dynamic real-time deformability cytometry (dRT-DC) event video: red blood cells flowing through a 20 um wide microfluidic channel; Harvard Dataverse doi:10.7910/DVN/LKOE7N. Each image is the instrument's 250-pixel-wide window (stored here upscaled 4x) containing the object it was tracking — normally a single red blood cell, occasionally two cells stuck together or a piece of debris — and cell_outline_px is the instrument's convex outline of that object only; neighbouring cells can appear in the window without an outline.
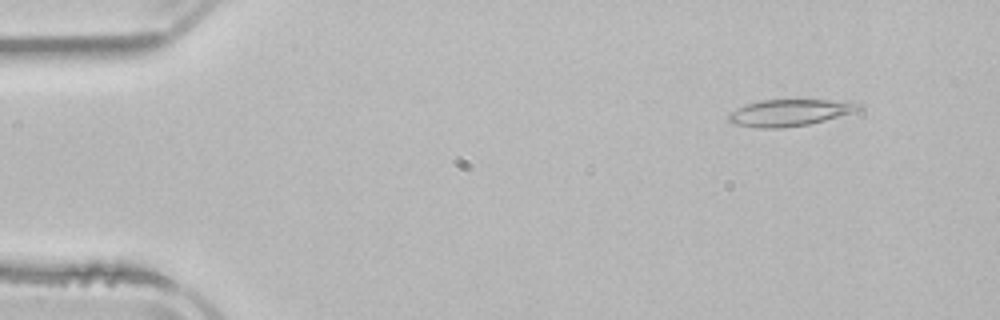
{"species": "common noctule bat (a hibernating species)", "species_latin": "Nyctalus noctula", "temperature_condition": "room temperature", "stored_images_in_passage": 4, "camera_frame_rate_fps": 3000, "um_per_image_px": 0.085, "animal": {"sex": "male", "body_mass_g": 21.5, "forearm_length_mm": 52.0}, "frame": {"image": 1, "passage_image": 2, "time_ms": 1.333, "image_size_px": [1000, 320], "cell_outline_px": [[860, 108], [852, 112], [824, 120], [808, 124], [780, 128], [756, 128], [732, 124], [728, 120], [728, 112], [744, 104], [760, 100], [828, 100], [860, 104]], "centroid_in_image_um": [66.96, 9.58], "position_along_channel_um": 18.0, "area_um2": 20.0}}
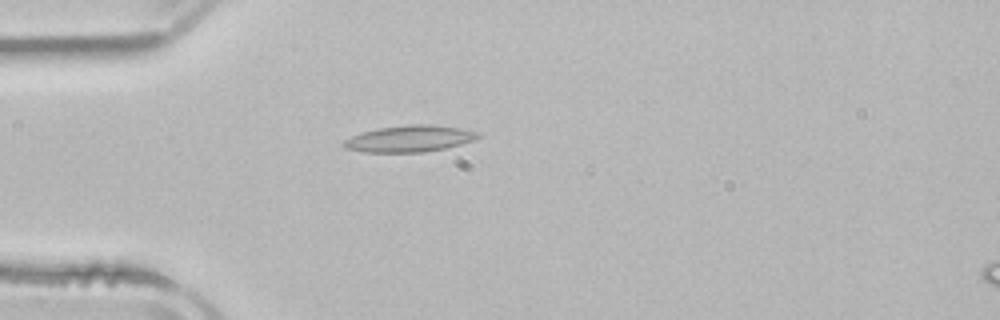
{"frame": {"image": 2, "passage_image": 4, "time_ms": 4.333, "image_size_px": [1000, 320], "cell_outline_px": [[480, 136], [472, 140], [460, 144], [444, 148], [424, 152], [364, 152], [344, 148], [344, 140], [360, 132], [380, 128], [408, 124], [432, 124], [460, 128], [480, 132]], "centroid_in_image_um": [34.8, 11.78], "position_along_channel_um": 50.2, "area_um2": 20.63}}